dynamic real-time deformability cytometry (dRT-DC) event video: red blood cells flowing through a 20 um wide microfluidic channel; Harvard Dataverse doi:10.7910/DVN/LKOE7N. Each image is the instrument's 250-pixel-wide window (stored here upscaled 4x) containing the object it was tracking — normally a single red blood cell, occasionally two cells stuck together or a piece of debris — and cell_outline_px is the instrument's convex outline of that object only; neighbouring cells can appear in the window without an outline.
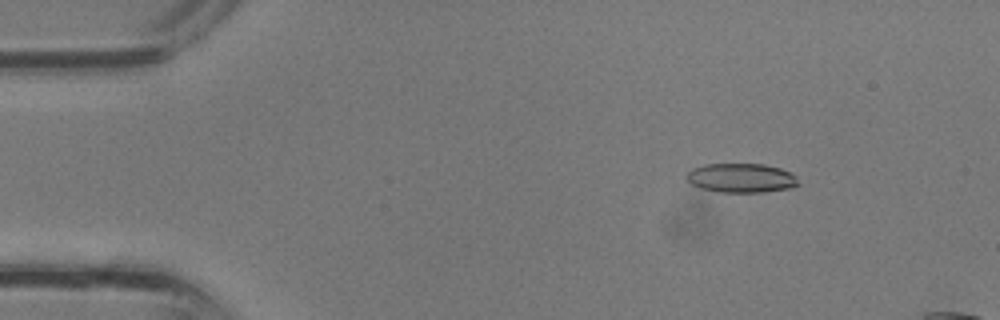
{"species": "common noctule bat (a hibernating species)", "species_latin": "Nyctalus noctula", "temperature_condition": "room temperature", "stored_images_in_passage": 8, "camera_frame_rate_fps": 3000, "um_per_image_px": 0.085, "animal": {"sex": "male", "body_mass_g": 13.3}, "frame": {"image": 1, "passage_image": 2, "time_ms": 0.333, "image_size_px": [1000, 320], "cell_outline_px": [[800, 184], [792, 188], [764, 192], [720, 192], [700, 188], [692, 184], [684, 176], [692, 168], [704, 164], [764, 164], [780, 168], [792, 172], [796, 176]], "centroid_in_image_um": [63.03, 15.12], "position_along_channel_um": 22.0, "area_um2": 19.25}}